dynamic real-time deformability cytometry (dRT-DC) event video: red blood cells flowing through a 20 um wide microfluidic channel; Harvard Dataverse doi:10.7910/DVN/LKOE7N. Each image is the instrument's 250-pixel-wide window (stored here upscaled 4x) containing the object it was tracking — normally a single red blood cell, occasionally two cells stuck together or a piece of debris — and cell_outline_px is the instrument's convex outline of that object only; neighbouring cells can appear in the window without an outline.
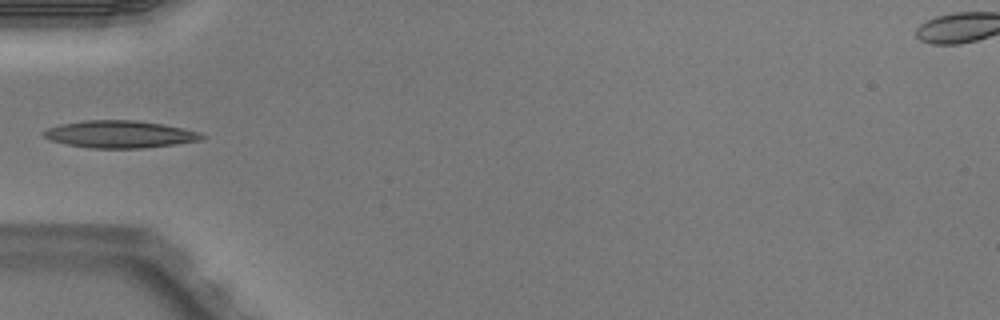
{"species": "Egyptian fruit bat (a non-hibernating species)", "species_latin": "Rousettus aegyptiacus", "temperature_condition": "warm", "stored_images_in_passage": 5, "camera_frame_rate_fps": 3000, "um_per_image_px": 0.085, "animal": {"sex": "male"}, "frame": {"image": 1, "passage_image": 4, "time_ms": 1.0, "image_size_px": [1000, 320], "cell_outline_px": [[204, 140], [176, 144], [144, 148], [92, 148], [68, 144], [48, 140], [40, 132], [48, 128], [60, 124], [84, 120], [136, 120], [184, 128], [200, 132], [204, 136]], "centroid_in_image_um": [10.18, 11.41], "position_along_channel_um": 74.8, "area_um2": 25.2}}